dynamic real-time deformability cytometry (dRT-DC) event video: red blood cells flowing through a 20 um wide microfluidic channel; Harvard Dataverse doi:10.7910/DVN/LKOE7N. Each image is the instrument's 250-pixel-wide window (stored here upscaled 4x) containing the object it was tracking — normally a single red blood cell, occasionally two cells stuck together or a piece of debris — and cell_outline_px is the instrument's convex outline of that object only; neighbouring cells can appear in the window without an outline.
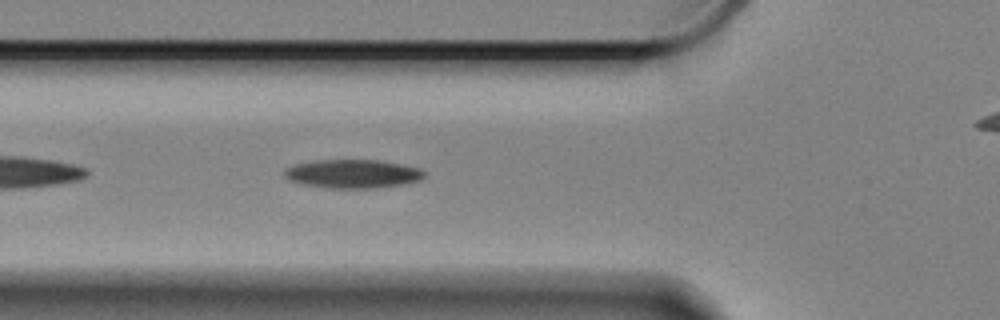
{"species": "Egyptian fruit bat (a non-hibernating species)", "species_latin": "Rousettus aegyptiacus", "temperature_condition": "cold", "stored_images_in_passage": 28, "camera_frame_rate_fps": 3000, "um_per_image_px": 0.085, "animal": {"sex": "female"}, "frame": {"image": 1, "passage_image": 6, "time_ms": 1.667, "image_size_px": [1000, 320], "cell_outline_px": [[424, 176], [420, 180], [404, 184], [372, 188], [328, 188], [304, 184], [292, 180], [284, 176], [284, 172], [288, 168], [296, 164], [316, 160], [380, 160], [420, 168], [424, 172]], "centroid_in_image_um": [30.01, 14.77], "position_along_channel_um": 95.8, "area_um2": 23.06}}
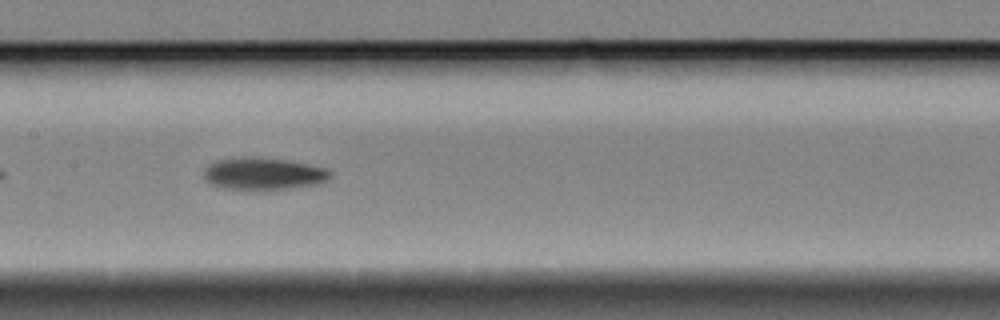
{"frame": {"image": 2, "passage_image": 14, "time_ms": 4.333, "image_size_px": [1000, 320], "cell_outline_px": [[332, 172], [328, 180], [316, 184], [288, 188], [224, 188], [212, 184], [204, 180], [204, 168], [208, 164], [216, 160], [244, 156], [252, 156], [288, 160], [324, 168]], "centroid_in_image_um": [22.35, 14.73], "position_along_channel_um": 185.1, "area_um2": 23.35}}
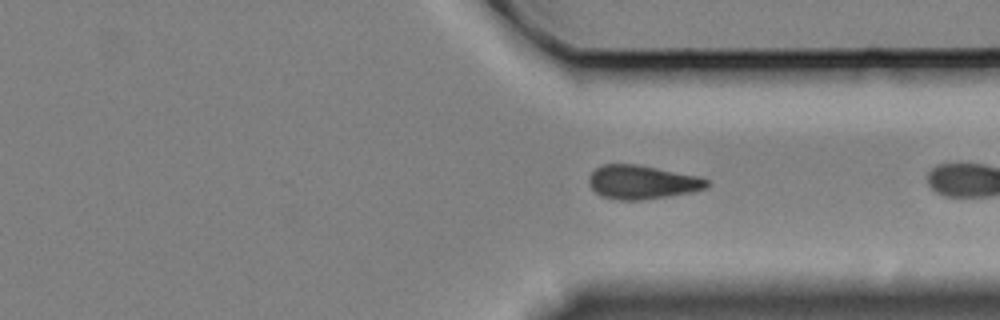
{"frame": {"image": 3, "passage_image": 27, "time_ms": 8.667, "image_size_px": [1000, 320], "cell_outline_px": [[708, 188], [692, 192], [668, 196], [640, 200], [616, 200], [600, 196], [592, 188], [588, 180], [588, 176], [596, 168], [604, 164], [636, 164], [700, 176], [708, 180]], "centroid_in_image_um": [54.58, 15.48], "position_along_channel_um": 356.8, "area_um2": 23.29}}